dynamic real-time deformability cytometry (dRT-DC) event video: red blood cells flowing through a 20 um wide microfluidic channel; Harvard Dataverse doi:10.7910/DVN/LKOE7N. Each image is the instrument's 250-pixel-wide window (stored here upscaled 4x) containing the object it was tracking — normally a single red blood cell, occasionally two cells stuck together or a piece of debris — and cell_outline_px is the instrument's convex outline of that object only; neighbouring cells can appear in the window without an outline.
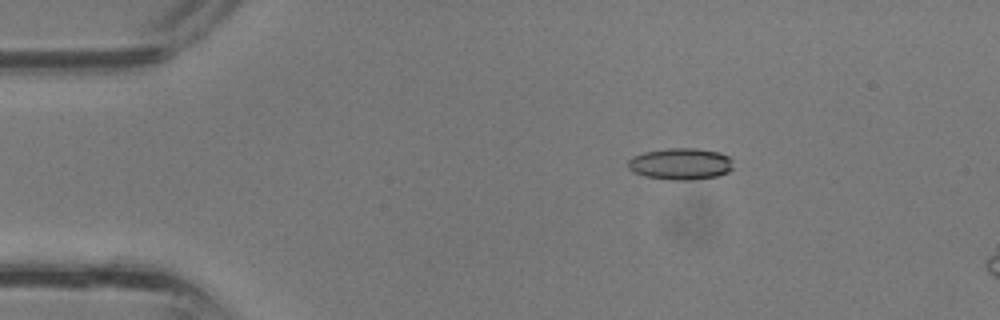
{"species": "common noctule bat (a hibernating species)", "species_latin": "Nyctalus noctula", "temperature_condition": "room temperature", "stored_images_in_passage": 34, "camera_frame_rate_fps": 3000, "um_per_image_px": 0.085, "animal": {"sex": "male", "body_mass_g": 13.3}, "frame": {"image": 1, "passage_image": 7, "time_ms": 2.0, "image_size_px": [1000, 320], "cell_outline_px": [[732, 168], [728, 172], [716, 176], [692, 180], [672, 180], [644, 176], [632, 172], [628, 168], [628, 160], [632, 156], [644, 152], [668, 148], [696, 148], [720, 152], [728, 156], [732, 160]], "centroid_in_image_um": [57.83, 13.93], "position_along_channel_um": 27.2, "area_um2": 19.54}}
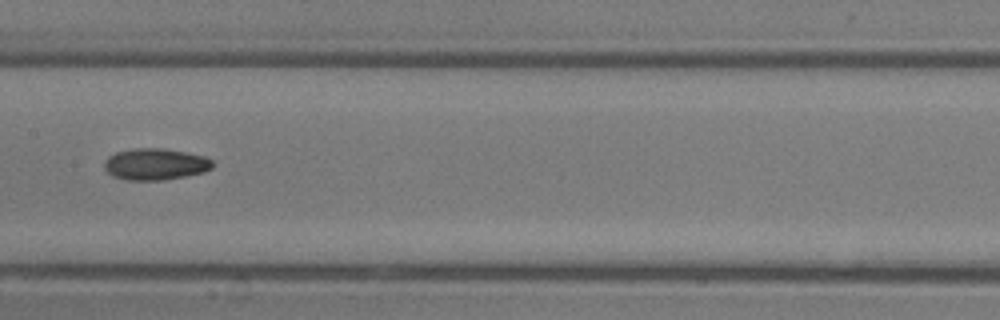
{"frame": {"image": 2, "passage_image": 19, "time_ms": 6.0, "image_size_px": [1000, 320], "cell_outline_px": [[212, 168], [204, 172], [184, 176], [160, 180], [124, 180], [112, 176], [104, 168], [104, 160], [108, 156], [116, 152], [132, 148], [164, 148], [204, 156], [212, 160]], "centroid_in_image_um": [13.16, 13.95], "position_along_channel_um": 194.2, "area_um2": 19.94}}
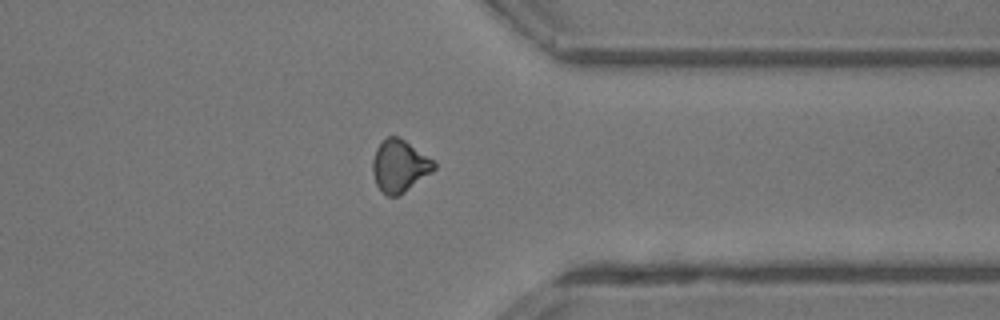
{"frame": {"image": 3, "passage_image": 29, "time_ms": 9.333, "image_size_px": [1000, 320], "cell_outline_px": [[436, 168], [432, 172], [404, 192], [396, 196], [388, 196], [376, 184], [372, 172], [372, 160], [376, 148], [388, 136], [396, 136], [404, 140], [432, 160], [436, 164]], "centroid_in_image_um": [33.94, 14.11], "position_along_channel_um": 377.5, "area_um2": 18.26}}